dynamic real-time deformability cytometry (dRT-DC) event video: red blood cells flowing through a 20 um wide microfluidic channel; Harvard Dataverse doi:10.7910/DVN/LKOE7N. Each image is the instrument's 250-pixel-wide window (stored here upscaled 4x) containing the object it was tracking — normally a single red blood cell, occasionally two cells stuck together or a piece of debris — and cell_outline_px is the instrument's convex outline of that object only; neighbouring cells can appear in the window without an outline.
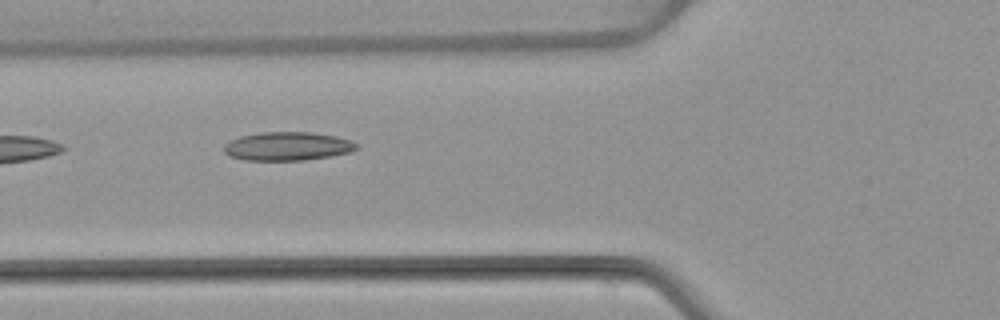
{"species": "common noctule bat (a hibernating species)", "species_latin": "Nyctalus noctula", "temperature_condition": "warm", "stored_images_in_passage": 7, "camera_frame_rate_fps": 3000, "um_per_image_px": 0.085, "animal": {"sex": "female", "body_mass_g": 22.7, "forearm_length_mm": 54.2}, "frame": {"image": 1, "passage_image": 6, "time_ms": 6.0, "image_size_px": [1000, 320], "cell_outline_px": [[360, 148], [348, 152], [328, 156], [304, 160], [244, 160], [228, 156], [224, 152], [224, 144], [240, 136], [260, 132], [312, 132], [336, 136], [360, 144]], "centroid_in_image_um": [24.42, 12.43], "position_along_channel_um": 101.4, "area_um2": 22.08}}
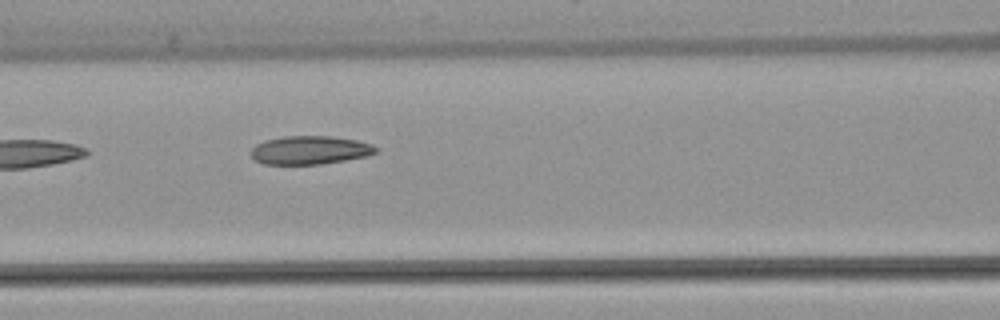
{"frame": {"image": 2, "passage_image": 7, "time_ms": 7.0, "image_size_px": [1000, 320], "cell_outline_px": [[380, 152], [368, 156], [320, 164], [264, 164], [256, 160], [252, 156], [252, 148], [256, 144], [264, 140], [284, 136], [332, 136], [356, 140], [372, 144], [380, 148]], "centroid_in_image_um": [26.4, 12.75], "position_along_channel_um": 140.2, "area_um2": 20.81}}